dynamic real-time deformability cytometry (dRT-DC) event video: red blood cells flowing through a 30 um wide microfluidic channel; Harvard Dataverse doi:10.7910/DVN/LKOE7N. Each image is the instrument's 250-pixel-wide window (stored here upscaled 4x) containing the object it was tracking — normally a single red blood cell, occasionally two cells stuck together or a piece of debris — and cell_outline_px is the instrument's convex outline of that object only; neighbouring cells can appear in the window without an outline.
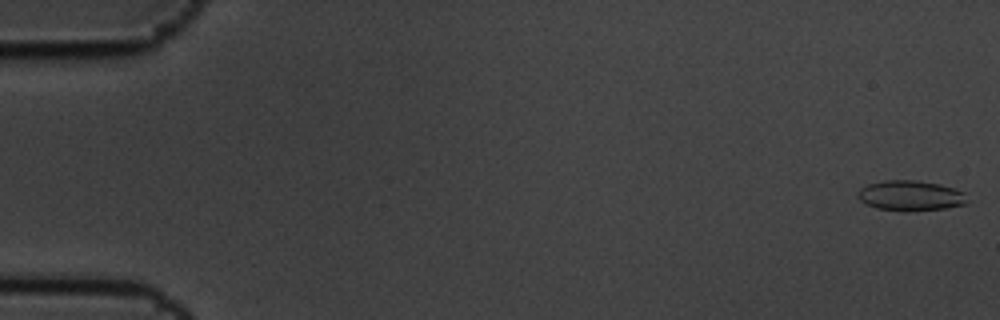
{"species": "common noctule bat (a hibernating species)", "species_latin": "Nyctalus noctula", "temperature_condition": "cold", "stored_images_in_passage": 8, "camera_frame_rate_fps": 3000, "um_per_image_px": 0.085, "animal": {"sex": "male", "body_mass_g": 19.5, "forearm_length_mm": 54.6}, "frame": {"image": 1, "passage_image": 1, "time_ms": 0.0, "image_size_px": [1000, 320], "cell_outline_px": [[968, 204], [948, 208], [904, 212], [876, 208], [860, 200], [856, 196], [860, 188], [868, 184], [884, 180], [916, 180], [940, 184], [956, 188], [964, 192], [968, 200]], "centroid_in_image_um": [77.43, 16.64], "position_along_channel_um": 7.6, "area_um2": 19.65}}
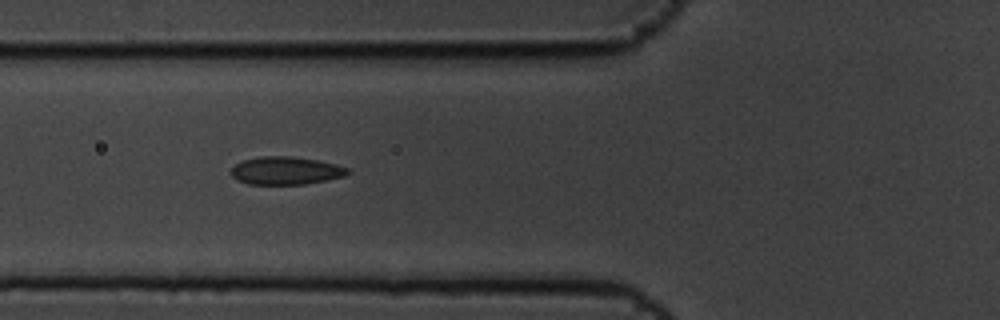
{"frame": {"image": 2, "passage_image": 7, "time_ms": 2.0, "image_size_px": [1000, 320], "cell_outline_px": [[352, 172], [344, 176], [304, 184], [248, 184], [236, 180], [228, 172], [236, 164], [244, 160], [260, 156], [292, 156], [316, 160], [336, 164], [348, 168]], "centroid_in_image_um": [24.27, 14.5], "position_along_channel_um": 101.5, "area_um2": 18.96}}
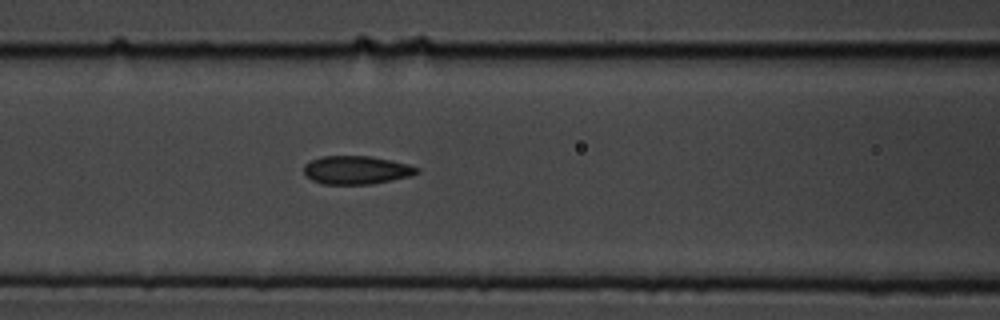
{"frame": {"image": 3, "passage_image": 8, "time_ms": 2.333, "image_size_px": [1000, 320], "cell_outline_px": [[420, 172], [412, 176], [372, 184], [320, 184], [304, 176], [304, 164], [320, 156], [368, 156], [392, 160], [408, 164], [420, 168]], "centroid_in_image_um": [30.3, 14.46], "position_along_channel_um": 136.3, "area_um2": 18.9}}